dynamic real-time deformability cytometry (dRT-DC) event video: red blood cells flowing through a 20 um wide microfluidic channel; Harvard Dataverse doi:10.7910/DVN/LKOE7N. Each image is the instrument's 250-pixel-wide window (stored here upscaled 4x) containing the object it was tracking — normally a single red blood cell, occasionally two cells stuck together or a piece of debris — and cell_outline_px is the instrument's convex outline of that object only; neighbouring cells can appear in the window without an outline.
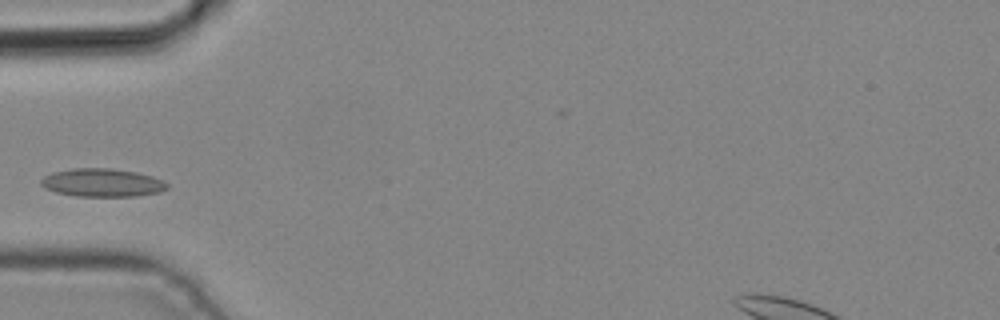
{"species": "common noctule bat (a hibernating species)", "species_latin": "Nyctalus noctula", "temperature_condition": "cold", "stored_images_in_passage": 4, "camera_frame_rate_fps": 3000, "um_per_image_px": 0.085, "animal": {"sex": "male", "body_mass_g": 19.2, "forearm_length_mm": 51.8}, "frame": {"image": 1, "passage_image": 3, "time_ms": 0.667, "image_size_px": [1000, 320], "cell_outline_px": [[168, 188], [160, 192], [136, 196], [76, 196], [56, 192], [44, 188], [40, 184], [40, 180], [44, 176], [52, 172], [72, 168], [112, 168], [136, 172], [152, 176], [164, 180], [168, 184]], "centroid_in_image_um": [8.69, 15.52], "position_along_channel_um": 76.3, "area_um2": 20.87}}
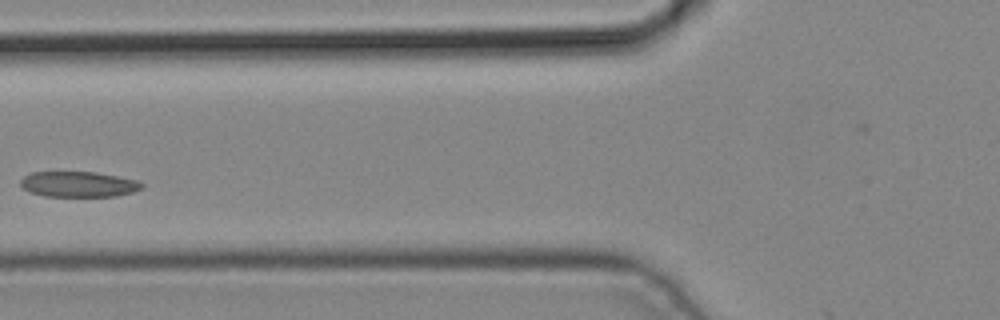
{"frame": {"image": 2, "passage_image": 4, "time_ms": 1.0, "image_size_px": [1000, 320], "cell_outline_px": [[144, 188], [132, 192], [116, 196], [44, 196], [28, 192], [20, 184], [20, 180], [24, 176], [32, 172], [96, 172], [140, 180], [144, 184]], "centroid_in_image_um": [6.7, 15.66], "position_along_channel_um": 119.1, "area_um2": 18.21}}